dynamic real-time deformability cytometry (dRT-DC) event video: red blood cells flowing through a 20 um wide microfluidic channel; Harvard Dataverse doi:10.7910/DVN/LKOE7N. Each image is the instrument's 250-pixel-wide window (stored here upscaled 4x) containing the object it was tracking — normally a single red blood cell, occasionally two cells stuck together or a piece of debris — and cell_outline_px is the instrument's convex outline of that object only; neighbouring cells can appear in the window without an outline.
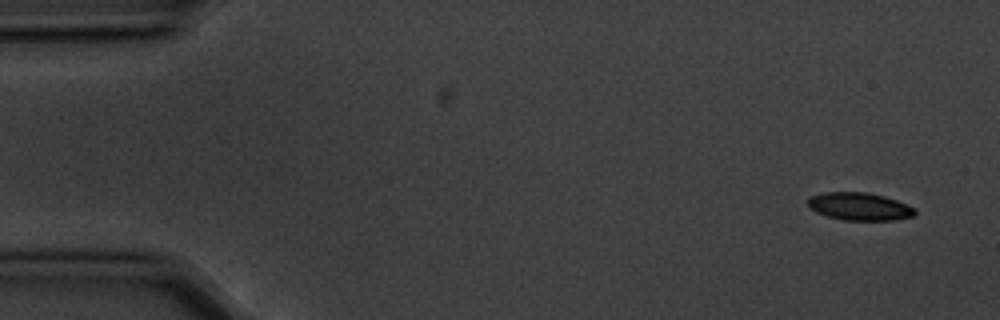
{"species": "common noctule bat (a hibernating species)", "species_latin": "Nyctalus noctula", "temperature_condition": "cold", "stored_images_in_passage": 4, "camera_frame_rate_fps": 3000, "um_per_image_px": 0.085, "animal": {"sex": "male", "body_mass_g": 20.1, "forearm_length_mm": 53.5}, "frame": {"image": 1, "passage_image": 1, "time_ms": 0.0, "image_size_px": [1000, 320], "cell_outline_px": [[916, 212], [912, 216], [892, 220], [844, 220], [828, 216], [816, 212], [808, 208], [808, 196], [824, 192], [868, 192], [884, 196], [896, 200], [916, 208]], "centroid_in_image_um": [73.02, 17.54], "position_along_channel_um": 12.0, "area_um2": 17.34}}
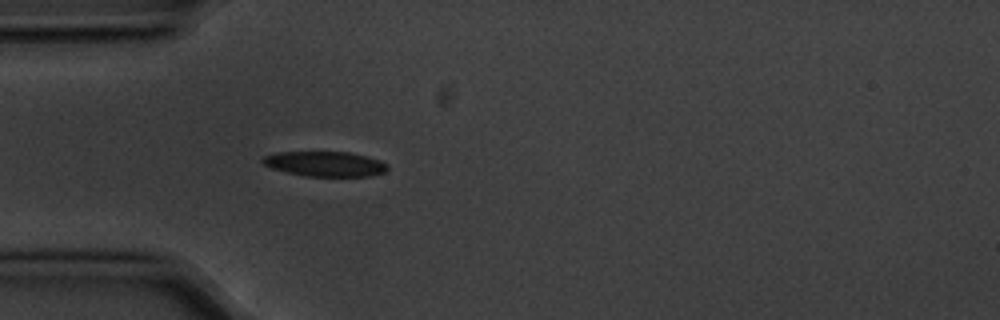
{"frame": {"image": 2, "passage_image": 4, "time_ms": 1.0, "image_size_px": [1000, 320], "cell_outline_px": [[388, 168], [384, 172], [372, 176], [304, 176], [272, 168], [264, 164], [260, 160], [264, 156], [276, 152], [348, 152], [380, 160], [388, 164]], "centroid_in_image_um": [27.63, 13.93], "position_along_channel_um": 57.4, "area_um2": 18.09}}